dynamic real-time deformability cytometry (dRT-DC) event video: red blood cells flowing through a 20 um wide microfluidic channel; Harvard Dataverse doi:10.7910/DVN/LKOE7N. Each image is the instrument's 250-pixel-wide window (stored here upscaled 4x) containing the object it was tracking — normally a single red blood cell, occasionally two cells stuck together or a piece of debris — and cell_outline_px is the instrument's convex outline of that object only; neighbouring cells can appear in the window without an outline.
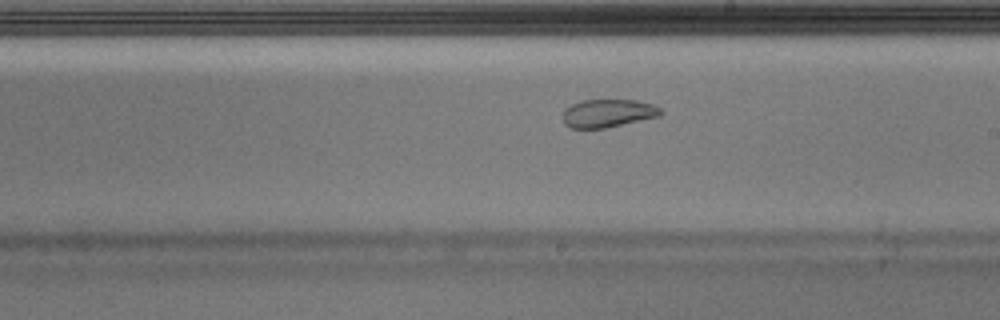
{"species": "Egyptian fruit bat (a non-hibernating species)", "species_latin": "Rousettus aegyptiacus", "temperature_condition": "warm", "stored_images_in_passage": 43, "camera_frame_rate_fps": 3000, "um_per_image_px": 0.085, "animal": {"sex": "male"}, "frame": {"image": 1, "passage_image": 25, "time_ms": 8.0, "image_size_px": [1000, 320], "cell_outline_px": [[664, 112], [660, 116], [604, 128], [568, 128], [564, 124], [564, 108], [580, 100], [636, 100], [652, 104], [660, 108]], "centroid_in_image_um": [51.67, 9.62], "position_along_channel_um": 237.3, "area_um2": 16.01}}
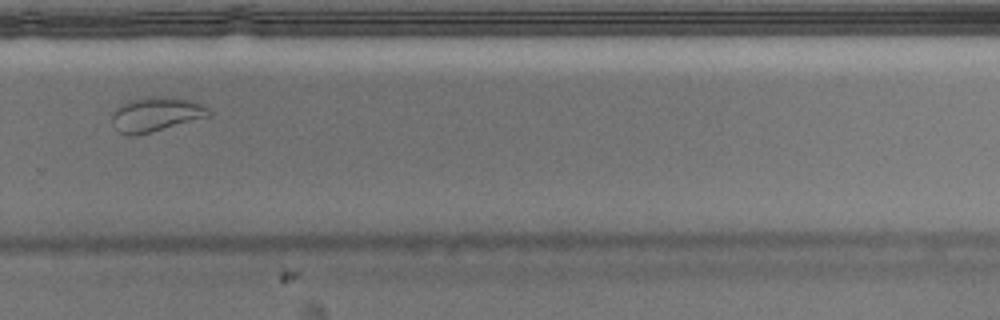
{"frame": {"image": 2, "passage_image": 31, "time_ms": 10.0, "image_size_px": [1000, 320], "cell_outline_px": [[212, 112], [208, 116], [148, 132], [132, 136], [128, 136], [120, 132], [112, 124], [112, 112], [120, 104], [128, 100], [148, 96], [176, 96], [196, 100], [204, 104]], "centroid_in_image_um": [13.26, 9.66], "position_along_channel_um": 316.5, "area_um2": 19.59}}